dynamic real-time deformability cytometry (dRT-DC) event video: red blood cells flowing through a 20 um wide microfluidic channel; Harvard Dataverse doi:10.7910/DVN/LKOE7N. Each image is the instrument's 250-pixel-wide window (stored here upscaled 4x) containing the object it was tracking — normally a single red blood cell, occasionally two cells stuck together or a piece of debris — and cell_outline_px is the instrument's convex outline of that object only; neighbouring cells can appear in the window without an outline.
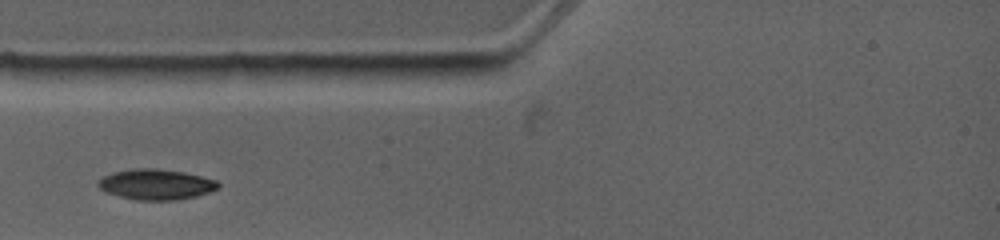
{"species": "common noctule bat (a hibernating species)", "species_latin": "Nyctalus noctula", "temperature_condition": "warm", "stored_images_in_passage": 1, "camera_frame_rate_fps": 4500, "um_per_image_px": 0.085, "animal": {"sex": "female", "body_mass_g": 19.0, "forearm_length_mm": 53.3}, "frame": {"image": 1, "passage_image": 1, "time_ms": 0.0, "image_size_px": [1000, 240], "cell_outline_px": [[220, 188], [196, 196], [176, 200], [136, 200], [104, 192], [96, 184], [96, 180], [112, 172], [132, 168], [152, 168], [184, 172], [216, 180], [220, 184]], "centroid_in_image_um": [13.22, 15.67], "position_along_channel_um": 71.8, "area_um2": 21.44}}